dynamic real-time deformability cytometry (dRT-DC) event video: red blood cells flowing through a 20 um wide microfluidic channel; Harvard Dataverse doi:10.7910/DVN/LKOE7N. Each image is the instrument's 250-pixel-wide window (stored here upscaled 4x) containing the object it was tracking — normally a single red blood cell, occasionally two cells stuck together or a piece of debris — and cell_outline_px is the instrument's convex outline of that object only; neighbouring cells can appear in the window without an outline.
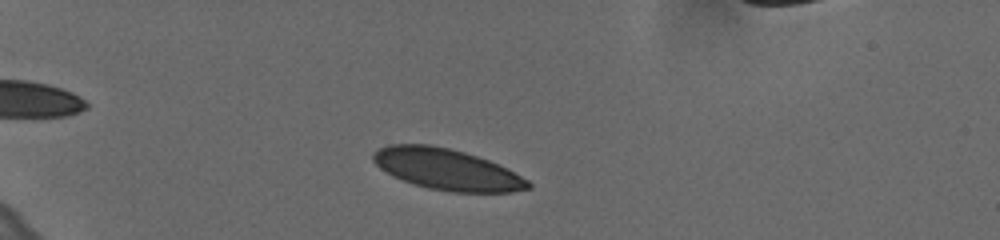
{"species": "human", "species_latin": "Homo sapiens", "temperature_condition": "cold", "stored_images_in_passage": 39, "camera_frame_rate_fps": 3000, "um_per_image_px": 0.085, "donor": {"sex": "female"}, "frame": {"image": 1, "passage_image": 2, "time_ms": 0.333, "image_size_px": [1000, 240], "cell_outline_px": [[532, 188], [512, 192], [452, 192], [428, 188], [412, 184], [392, 176], [380, 168], [372, 160], [372, 152], [388, 144], [428, 144], [448, 148], [464, 152], [488, 160], [528, 180], [532, 184]], "centroid_in_image_um": [37.94, 14.4], "position_along_channel_um": 47.1, "area_um2": 36.93}}
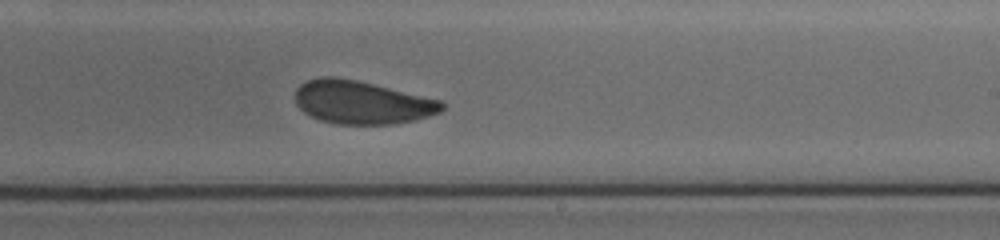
{"frame": {"image": 2, "passage_image": 20, "time_ms": 6.333, "image_size_px": [1000, 240], "cell_outline_px": [[444, 108], [440, 112], [416, 120], [392, 124], [336, 124], [320, 120], [304, 112], [296, 104], [296, 88], [300, 84], [308, 80], [320, 76], [332, 76], [356, 80], [440, 100], [444, 104]], "centroid_in_image_um": [30.73, 8.7], "position_along_channel_um": 258.3, "area_um2": 36.7}}
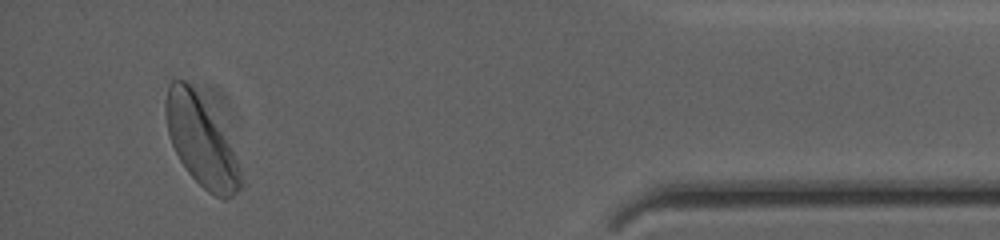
{"frame": {"image": 3, "passage_image": 37, "time_ms": 12.0, "image_size_px": [1000, 240], "cell_outline_px": [[244, 184], [228, 200], [224, 200], [208, 192], [188, 172], [180, 160], [172, 144], [168, 132], [164, 112], [164, 104], [168, 84], [172, 80], [184, 80], [192, 88], [228, 144], [236, 160]], "centroid_in_image_um": [17.02, 12.08], "position_along_channel_um": 418.2, "area_um2": 37.05}, "authors_computed_cell_mechanics": {"area_um2": 37.8012, "velocity_mm_per_s": 3.5934, "shape_relaxation_time_tau1_ms": 3.865, "shape_relaxation_time_tau2_ms": 7.0879, "deformation_change_tau1": 0.0865, "deformation_change_tau2": 0.0761}}